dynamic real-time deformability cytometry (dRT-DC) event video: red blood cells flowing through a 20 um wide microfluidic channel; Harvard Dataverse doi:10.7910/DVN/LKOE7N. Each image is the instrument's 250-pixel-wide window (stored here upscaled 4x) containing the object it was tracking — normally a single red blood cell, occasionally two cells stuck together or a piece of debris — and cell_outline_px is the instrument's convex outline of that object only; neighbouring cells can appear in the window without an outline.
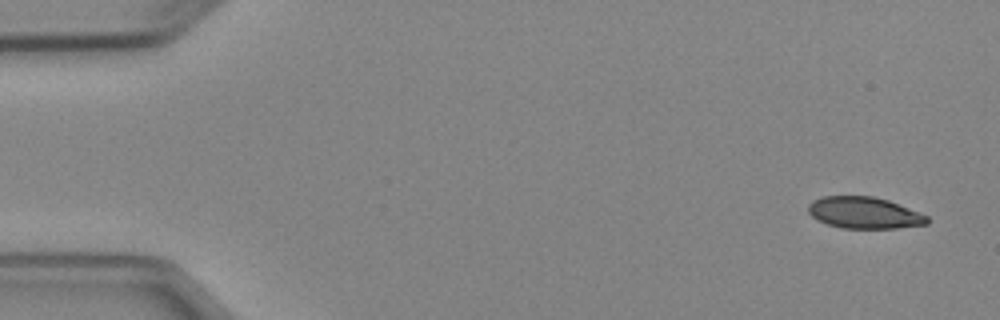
{"species": "Egyptian fruit bat (a non-hibernating species)", "species_latin": "Rousettus aegyptiacus", "temperature_condition": "cold", "stored_images_in_passage": 6, "camera_frame_rate_fps": 3000, "um_per_image_px": 0.085, "animal": {"sex": "female"}, "frame": {"image": 1, "passage_image": 1, "time_ms": 0.0, "image_size_px": [1000, 320], "cell_outline_px": [[928, 224], [896, 228], [844, 228], [828, 224], [816, 220], [808, 212], [808, 204], [812, 200], [824, 196], [872, 196], [888, 200], [920, 212], [928, 216]], "centroid_in_image_um": [73.45, 18.08], "position_along_channel_um": 11.5, "area_um2": 21.91}}
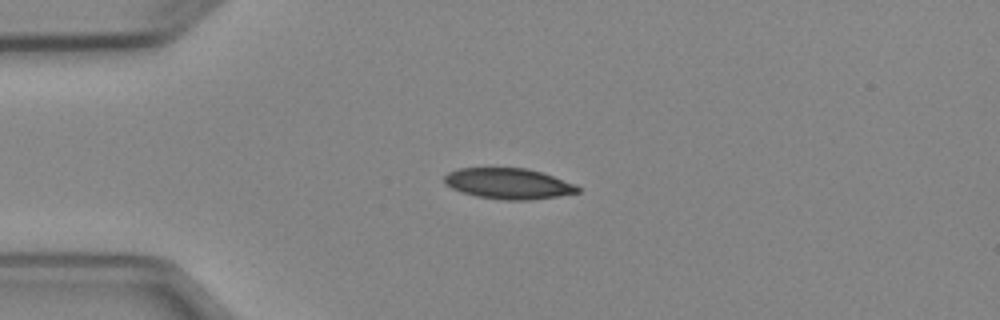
{"frame": {"image": 2, "passage_image": 4, "time_ms": 3.333, "image_size_px": [1000, 320], "cell_outline_px": [[580, 192], [556, 196], [528, 200], [504, 200], [476, 196], [452, 188], [444, 184], [444, 176], [448, 172], [460, 168], [528, 168], [576, 184], [580, 188]], "centroid_in_image_um": [43.21, 15.6], "position_along_channel_um": 41.8, "area_um2": 23.76}}
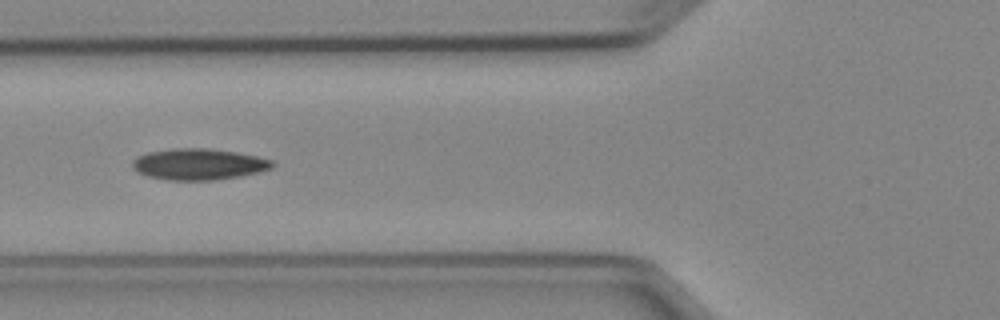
{"frame": {"image": 3, "passage_image": 6, "time_ms": 5.667, "image_size_px": [1000, 320], "cell_outline_px": [[276, 164], [272, 168], [240, 176], [216, 180], [168, 180], [148, 176], [136, 172], [132, 168], [132, 160], [136, 156], [148, 152], [172, 148], [208, 148], [236, 152], [256, 156], [272, 160]], "centroid_in_image_um": [16.85, 13.95], "position_along_channel_um": 108.9, "area_um2": 25.61}}